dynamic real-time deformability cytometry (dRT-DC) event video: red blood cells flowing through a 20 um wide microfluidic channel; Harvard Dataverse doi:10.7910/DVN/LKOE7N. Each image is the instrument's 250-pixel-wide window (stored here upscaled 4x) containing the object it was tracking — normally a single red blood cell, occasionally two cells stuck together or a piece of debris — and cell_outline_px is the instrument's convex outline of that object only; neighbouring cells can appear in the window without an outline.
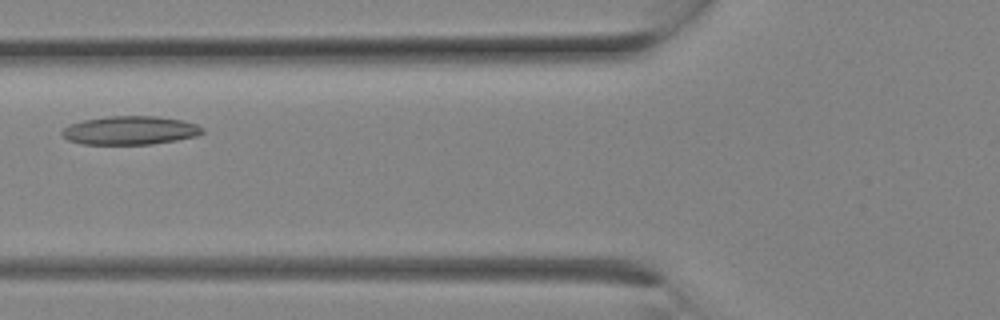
{"species": "Egyptian fruit bat (a non-hibernating species)", "species_latin": "Rousettus aegyptiacus", "temperature_condition": "room temperature", "stored_images_in_passage": 8, "camera_frame_rate_fps": 3000, "um_per_image_px": 0.085, "animal": {"sex": "female"}, "frame": {"image": 1, "passage_image": 7, "time_ms": 2.0, "image_size_px": [1000, 320], "cell_outline_px": [[204, 132], [196, 136], [176, 140], [152, 144], [84, 144], [68, 140], [60, 132], [68, 124], [84, 120], [108, 116], [156, 116], [184, 120], [196, 124], [204, 128]], "centroid_in_image_um": [11.07, 11.08], "position_along_channel_um": 114.7, "area_um2": 23.41}}